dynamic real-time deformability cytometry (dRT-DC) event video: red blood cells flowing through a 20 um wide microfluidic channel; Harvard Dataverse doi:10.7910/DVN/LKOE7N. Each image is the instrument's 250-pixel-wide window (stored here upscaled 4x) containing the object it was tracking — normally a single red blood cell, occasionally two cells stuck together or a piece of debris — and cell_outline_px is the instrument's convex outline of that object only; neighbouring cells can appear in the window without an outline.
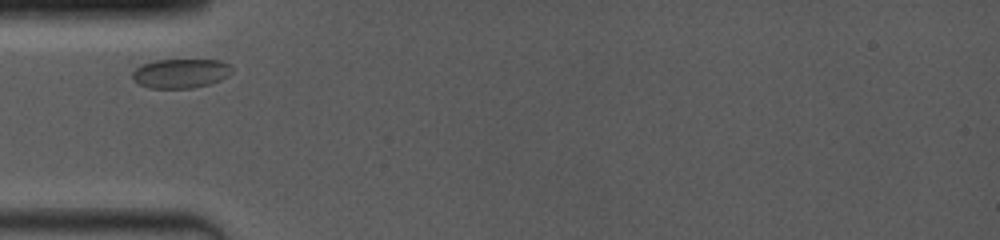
{"species": "common noctule bat (a hibernating species)", "species_latin": "Nyctalus noctula", "temperature_condition": "room temperature", "stored_images_in_passage": 53, "camera_frame_rate_fps": 4000, "um_per_image_px": 0.085, "animal": {"sex": "female", "body_mass_g": 19.0, "forearm_length_mm": 53.3}, "frame": {"image": 1, "passage_image": 1, "time_ms": 0.0, "image_size_px": [1000, 240], "cell_outline_px": [[232, 72], [228, 76], [220, 80], [208, 84], [192, 88], [148, 88], [132, 80], [132, 72], [140, 64], [156, 60], [220, 60], [228, 64], [232, 68]], "centroid_in_image_um": [15.33, 6.23], "position_along_channel_um": 69.7, "area_um2": 17.05}}
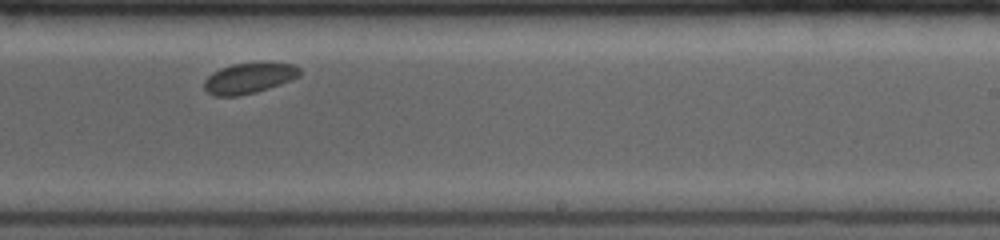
{"frame": {"image": 2, "passage_image": 32, "time_ms": 5.25, "image_size_px": [1000, 240], "cell_outline_px": [[300, 76], [280, 84], [256, 92], [236, 96], [212, 96], [204, 88], [204, 80], [212, 72], [220, 68], [232, 64], [268, 60], [292, 64], [300, 68]], "centroid_in_image_um": [21.18, 6.6], "position_along_channel_um": 267.8, "area_um2": 17.51}}
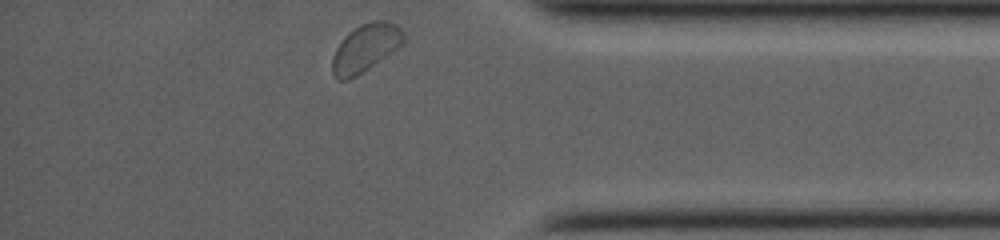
{"frame": {"image": 3, "passage_image": 53, "time_ms": 9.0, "image_size_px": [1000, 240], "cell_outline_px": [[404, 40], [396, 48], [368, 68], [356, 76], [348, 80], [340, 80], [332, 72], [332, 56], [336, 48], [344, 36], [348, 32], [360, 24], [372, 20], [388, 20], [396, 24], [404, 32]], "centroid_in_image_um": [31.04, 4.04], "position_along_channel_um": 404.2, "area_um2": 19.59}}